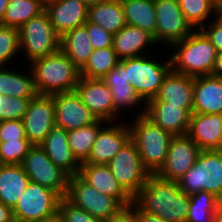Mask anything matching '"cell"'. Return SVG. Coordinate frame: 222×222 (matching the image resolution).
<instances>
[{
    "label": "cell",
    "mask_w": 222,
    "mask_h": 222,
    "mask_svg": "<svg viewBox=\"0 0 222 222\" xmlns=\"http://www.w3.org/2000/svg\"><path fill=\"white\" fill-rule=\"evenodd\" d=\"M142 210L160 216L168 222H186L190 197L179 187L177 181L166 180L150 174L144 186L133 197Z\"/></svg>",
    "instance_id": "cell-1"
},
{
    "label": "cell",
    "mask_w": 222,
    "mask_h": 222,
    "mask_svg": "<svg viewBox=\"0 0 222 222\" xmlns=\"http://www.w3.org/2000/svg\"><path fill=\"white\" fill-rule=\"evenodd\" d=\"M168 51L175 72L193 78L213 74L217 50L200 29L173 44Z\"/></svg>",
    "instance_id": "cell-2"
},
{
    "label": "cell",
    "mask_w": 222,
    "mask_h": 222,
    "mask_svg": "<svg viewBox=\"0 0 222 222\" xmlns=\"http://www.w3.org/2000/svg\"><path fill=\"white\" fill-rule=\"evenodd\" d=\"M38 95L75 91L80 69L61 51L28 64Z\"/></svg>",
    "instance_id": "cell-3"
},
{
    "label": "cell",
    "mask_w": 222,
    "mask_h": 222,
    "mask_svg": "<svg viewBox=\"0 0 222 222\" xmlns=\"http://www.w3.org/2000/svg\"><path fill=\"white\" fill-rule=\"evenodd\" d=\"M128 117L131 140L138 148L142 163L150 174H156L165 163L174 136L155 125L144 114Z\"/></svg>",
    "instance_id": "cell-4"
},
{
    "label": "cell",
    "mask_w": 222,
    "mask_h": 222,
    "mask_svg": "<svg viewBox=\"0 0 222 222\" xmlns=\"http://www.w3.org/2000/svg\"><path fill=\"white\" fill-rule=\"evenodd\" d=\"M166 55L157 57L150 54L120 60L125 65L129 84L145 103L155 98L164 78L172 69L170 56Z\"/></svg>",
    "instance_id": "cell-5"
},
{
    "label": "cell",
    "mask_w": 222,
    "mask_h": 222,
    "mask_svg": "<svg viewBox=\"0 0 222 222\" xmlns=\"http://www.w3.org/2000/svg\"><path fill=\"white\" fill-rule=\"evenodd\" d=\"M18 30L20 58L23 64L28 65L60 50L61 37L54 30L45 11L31 18Z\"/></svg>",
    "instance_id": "cell-6"
},
{
    "label": "cell",
    "mask_w": 222,
    "mask_h": 222,
    "mask_svg": "<svg viewBox=\"0 0 222 222\" xmlns=\"http://www.w3.org/2000/svg\"><path fill=\"white\" fill-rule=\"evenodd\" d=\"M187 195L206 191L222 200V153L201 150L194 165L177 181Z\"/></svg>",
    "instance_id": "cell-7"
},
{
    "label": "cell",
    "mask_w": 222,
    "mask_h": 222,
    "mask_svg": "<svg viewBox=\"0 0 222 222\" xmlns=\"http://www.w3.org/2000/svg\"><path fill=\"white\" fill-rule=\"evenodd\" d=\"M65 197L91 216L103 221L110 219L124 207L116 198L96 190L79 174L69 177Z\"/></svg>",
    "instance_id": "cell-8"
},
{
    "label": "cell",
    "mask_w": 222,
    "mask_h": 222,
    "mask_svg": "<svg viewBox=\"0 0 222 222\" xmlns=\"http://www.w3.org/2000/svg\"><path fill=\"white\" fill-rule=\"evenodd\" d=\"M156 10V43L169 49L191 35L196 28L183 15L178 0H154Z\"/></svg>",
    "instance_id": "cell-9"
},
{
    "label": "cell",
    "mask_w": 222,
    "mask_h": 222,
    "mask_svg": "<svg viewBox=\"0 0 222 222\" xmlns=\"http://www.w3.org/2000/svg\"><path fill=\"white\" fill-rule=\"evenodd\" d=\"M31 182L55 191L61 198L68 191L69 175L56 166L40 145H33L22 164Z\"/></svg>",
    "instance_id": "cell-10"
},
{
    "label": "cell",
    "mask_w": 222,
    "mask_h": 222,
    "mask_svg": "<svg viewBox=\"0 0 222 222\" xmlns=\"http://www.w3.org/2000/svg\"><path fill=\"white\" fill-rule=\"evenodd\" d=\"M60 199L55 191L30 181L12 208L15 221L34 222L50 217L58 212Z\"/></svg>",
    "instance_id": "cell-11"
},
{
    "label": "cell",
    "mask_w": 222,
    "mask_h": 222,
    "mask_svg": "<svg viewBox=\"0 0 222 222\" xmlns=\"http://www.w3.org/2000/svg\"><path fill=\"white\" fill-rule=\"evenodd\" d=\"M122 187L134 197L150 176L136 144L130 139L107 164Z\"/></svg>",
    "instance_id": "cell-12"
},
{
    "label": "cell",
    "mask_w": 222,
    "mask_h": 222,
    "mask_svg": "<svg viewBox=\"0 0 222 222\" xmlns=\"http://www.w3.org/2000/svg\"><path fill=\"white\" fill-rule=\"evenodd\" d=\"M82 102L98 120L115 122L124 117L115 110L110 88L102 79L80 77L75 88Z\"/></svg>",
    "instance_id": "cell-13"
},
{
    "label": "cell",
    "mask_w": 222,
    "mask_h": 222,
    "mask_svg": "<svg viewBox=\"0 0 222 222\" xmlns=\"http://www.w3.org/2000/svg\"><path fill=\"white\" fill-rule=\"evenodd\" d=\"M130 139L131 132L126 120L106 122L99 129L88 159L84 163L107 165Z\"/></svg>",
    "instance_id": "cell-14"
},
{
    "label": "cell",
    "mask_w": 222,
    "mask_h": 222,
    "mask_svg": "<svg viewBox=\"0 0 222 222\" xmlns=\"http://www.w3.org/2000/svg\"><path fill=\"white\" fill-rule=\"evenodd\" d=\"M22 121L26 137L31 144L41 145L55 126L52 95H37L32 98Z\"/></svg>",
    "instance_id": "cell-15"
},
{
    "label": "cell",
    "mask_w": 222,
    "mask_h": 222,
    "mask_svg": "<svg viewBox=\"0 0 222 222\" xmlns=\"http://www.w3.org/2000/svg\"><path fill=\"white\" fill-rule=\"evenodd\" d=\"M55 126L66 131L79 129L98 121L94 114L82 102L76 91L52 95Z\"/></svg>",
    "instance_id": "cell-16"
},
{
    "label": "cell",
    "mask_w": 222,
    "mask_h": 222,
    "mask_svg": "<svg viewBox=\"0 0 222 222\" xmlns=\"http://www.w3.org/2000/svg\"><path fill=\"white\" fill-rule=\"evenodd\" d=\"M200 151L188 135L174 136L165 163L156 174L166 180L178 181L194 165Z\"/></svg>",
    "instance_id": "cell-17"
},
{
    "label": "cell",
    "mask_w": 222,
    "mask_h": 222,
    "mask_svg": "<svg viewBox=\"0 0 222 222\" xmlns=\"http://www.w3.org/2000/svg\"><path fill=\"white\" fill-rule=\"evenodd\" d=\"M112 47L120 60L150 55L154 52L158 53V55L160 52L161 54H167L168 52V50L165 51L166 49L164 48L163 50L159 49L155 38L151 34L139 27L128 24H126L118 33L113 35ZM154 49H157V52Z\"/></svg>",
    "instance_id": "cell-18"
},
{
    "label": "cell",
    "mask_w": 222,
    "mask_h": 222,
    "mask_svg": "<svg viewBox=\"0 0 222 222\" xmlns=\"http://www.w3.org/2000/svg\"><path fill=\"white\" fill-rule=\"evenodd\" d=\"M193 108H180L164 102H147L144 115L173 136L187 135Z\"/></svg>",
    "instance_id": "cell-19"
},
{
    "label": "cell",
    "mask_w": 222,
    "mask_h": 222,
    "mask_svg": "<svg viewBox=\"0 0 222 222\" xmlns=\"http://www.w3.org/2000/svg\"><path fill=\"white\" fill-rule=\"evenodd\" d=\"M45 12L60 37L88 20V6L80 0H53L45 4Z\"/></svg>",
    "instance_id": "cell-20"
},
{
    "label": "cell",
    "mask_w": 222,
    "mask_h": 222,
    "mask_svg": "<svg viewBox=\"0 0 222 222\" xmlns=\"http://www.w3.org/2000/svg\"><path fill=\"white\" fill-rule=\"evenodd\" d=\"M79 175L99 192L116 198L124 207L133 197L122 187L108 165L82 163Z\"/></svg>",
    "instance_id": "cell-21"
},
{
    "label": "cell",
    "mask_w": 222,
    "mask_h": 222,
    "mask_svg": "<svg viewBox=\"0 0 222 222\" xmlns=\"http://www.w3.org/2000/svg\"><path fill=\"white\" fill-rule=\"evenodd\" d=\"M187 135L201 150H220L222 114L192 113Z\"/></svg>",
    "instance_id": "cell-22"
},
{
    "label": "cell",
    "mask_w": 222,
    "mask_h": 222,
    "mask_svg": "<svg viewBox=\"0 0 222 222\" xmlns=\"http://www.w3.org/2000/svg\"><path fill=\"white\" fill-rule=\"evenodd\" d=\"M194 78L170 70L155 98L148 102H164L180 108H193Z\"/></svg>",
    "instance_id": "cell-23"
},
{
    "label": "cell",
    "mask_w": 222,
    "mask_h": 222,
    "mask_svg": "<svg viewBox=\"0 0 222 222\" xmlns=\"http://www.w3.org/2000/svg\"><path fill=\"white\" fill-rule=\"evenodd\" d=\"M193 113L222 114V78L215 75L194 78Z\"/></svg>",
    "instance_id": "cell-24"
},
{
    "label": "cell",
    "mask_w": 222,
    "mask_h": 222,
    "mask_svg": "<svg viewBox=\"0 0 222 222\" xmlns=\"http://www.w3.org/2000/svg\"><path fill=\"white\" fill-rule=\"evenodd\" d=\"M40 146L49 159L69 176L79 174L81 164L74 157L68 144L66 130L54 126Z\"/></svg>",
    "instance_id": "cell-25"
},
{
    "label": "cell",
    "mask_w": 222,
    "mask_h": 222,
    "mask_svg": "<svg viewBox=\"0 0 222 222\" xmlns=\"http://www.w3.org/2000/svg\"><path fill=\"white\" fill-rule=\"evenodd\" d=\"M19 65L0 67V94L19 98H34L38 93L33 74L28 65H25L26 69L24 64L19 63Z\"/></svg>",
    "instance_id": "cell-26"
},
{
    "label": "cell",
    "mask_w": 222,
    "mask_h": 222,
    "mask_svg": "<svg viewBox=\"0 0 222 222\" xmlns=\"http://www.w3.org/2000/svg\"><path fill=\"white\" fill-rule=\"evenodd\" d=\"M29 182L22 165L0 164V201L13 208Z\"/></svg>",
    "instance_id": "cell-27"
},
{
    "label": "cell",
    "mask_w": 222,
    "mask_h": 222,
    "mask_svg": "<svg viewBox=\"0 0 222 222\" xmlns=\"http://www.w3.org/2000/svg\"><path fill=\"white\" fill-rule=\"evenodd\" d=\"M88 21L113 35L118 33L126 25L121 0H102L88 6Z\"/></svg>",
    "instance_id": "cell-28"
},
{
    "label": "cell",
    "mask_w": 222,
    "mask_h": 222,
    "mask_svg": "<svg viewBox=\"0 0 222 222\" xmlns=\"http://www.w3.org/2000/svg\"><path fill=\"white\" fill-rule=\"evenodd\" d=\"M125 22L151 34L156 41V10L154 0H121Z\"/></svg>",
    "instance_id": "cell-29"
},
{
    "label": "cell",
    "mask_w": 222,
    "mask_h": 222,
    "mask_svg": "<svg viewBox=\"0 0 222 222\" xmlns=\"http://www.w3.org/2000/svg\"><path fill=\"white\" fill-rule=\"evenodd\" d=\"M60 39V50L81 69L94 50L86 27L84 25L76 27L66 32Z\"/></svg>",
    "instance_id": "cell-30"
},
{
    "label": "cell",
    "mask_w": 222,
    "mask_h": 222,
    "mask_svg": "<svg viewBox=\"0 0 222 222\" xmlns=\"http://www.w3.org/2000/svg\"><path fill=\"white\" fill-rule=\"evenodd\" d=\"M190 204L186 222H216L221 200L213 193L200 191L189 195Z\"/></svg>",
    "instance_id": "cell-31"
},
{
    "label": "cell",
    "mask_w": 222,
    "mask_h": 222,
    "mask_svg": "<svg viewBox=\"0 0 222 222\" xmlns=\"http://www.w3.org/2000/svg\"><path fill=\"white\" fill-rule=\"evenodd\" d=\"M105 123L106 122L103 120H98L93 124L79 129L67 131L68 144L74 157L80 164L84 163L88 159L99 129Z\"/></svg>",
    "instance_id": "cell-32"
},
{
    "label": "cell",
    "mask_w": 222,
    "mask_h": 222,
    "mask_svg": "<svg viewBox=\"0 0 222 222\" xmlns=\"http://www.w3.org/2000/svg\"><path fill=\"white\" fill-rule=\"evenodd\" d=\"M45 11L40 0H9L2 19V25L20 28L31 18Z\"/></svg>",
    "instance_id": "cell-33"
},
{
    "label": "cell",
    "mask_w": 222,
    "mask_h": 222,
    "mask_svg": "<svg viewBox=\"0 0 222 222\" xmlns=\"http://www.w3.org/2000/svg\"><path fill=\"white\" fill-rule=\"evenodd\" d=\"M120 62L113 47L94 49L87 63L80 69V76L103 79Z\"/></svg>",
    "instance_id": "cell-34"
},
{
    "label": "cell",
    "mask_w": 222,
    "mask_h": 222,
    "mask_svg": "<svg viewBox=\"0 0 222 222\" xmlns=\"http://www.w3.org/2000/svg\"><path fill=\"white\" fill-rule=\"evenodd\" d=\"M220 0H178L179 7L185 18L192 23L196 29H200L211 18L217 15Z\"/></svg>",
    "instance_id": "cell-35"
},
{
    "label": "cell",
    "mask_w": 222,
    "mask_h": 222,
    "mask_svg": "<svg viewBox=\"0 0 222 222\" xmlns=\"http://www.w3.org/2000/svg\"><path fill=\"white\" fill-rule=\"evenodd\" d=\"M109 88L113 96L114 108L122 117L123 115L125 116V120L128 119L127 116L128 114L130 115V112L131 118L133 115L136 117L144 114L146 103L138 96L131 85H121Z\"/></svg>",
    "instance_id": "cell-36"
},
{
    "label": "cell",
    "mask_w": 222,
    "mask_h": 222,
    "mask_svg": "<svg viewBox=\"0 0 222 222\" xmlns=\"http://www.w3.org/2000/svg\"><path fill=\"white\" fill-rule=\"evenodd\" d=\"M19 56L20 44L18 28L0 25V67L18 64V60L21 63Z\"/></svg>",
    "instance_id": "cell-37"
},
{
    "label": "cell",
    "mask_w": 222,
    "mask_h": 222,
    "mask_svg": "<svg viewBox=\"0 0 222 222\" xmlns=\"http://www.w3.org/2000/svg\"><path fill=\"white\" fill-rule=\"evenodd\" d=\"M32 146L29 140L0 142V164L21 165Z\"/></svg>",
    "instance_id": "cell-38"
},
{
    "label": "cell",
    "mask_w": 222,
    "mask_h": 222,
    "mask_svg": "<svg viewBox=\"0 0 222 222\" xmlns=\"http://www.w3.org/2000/svg\"><path fill=\"white\" fill-rule=\"evenodd\" d=\"M32 98L0 96V121L22 120Z\"/></svg>",
    "instance_id": "cell-39"
},
{
    "label": "cell",
    "mask_w": 222,
    "mask_h": 222,
    "mask_svg": "<svg viewBox=\"0 0 222 222\" xmlns=\"http://www.w3.org/2000/svg\"><path fill=\"white\" fill-rule=\"evenodd\" d=\"M58 213L61 215L63 222H104L74 205L66 197L60 199Z\"/></svg>",
    "instance_id": "cell-40"
},
{
    "label": "cell",
    "mask_w": 222,
    "mask_h": 222,
    "mask_svg": "<svg viewBox=\"0 0 222 222\" xmlns=\"http://www.w3.org/2000/svg\"><path fill=\"white\" fill-rule=\"evenodd\" d=\"M84 26L87 29L89 41L93 49L112 47L113 34L106 31L101 26L89 22L88 20Z\"/></svg>",
    "instance_id": "cell-41"
},
{
    "label": "cell",
    "mask_w": 222,
    "mask_h": 222,
    "mask_svg": "<svg viewBox=\"0 0 222 222\" xmlns=\"http://www.w3.org/2000/svg\"><path fill=\"white\" fill-rule=\"evenodd\" d=\"M28 140L22 120L0 121V142Z\"/></svg>",
    "instance_id": "cell-42"
},
{
    "label": "cell",
    "mask_w": 222,
    "mask_h": 222,
    "mask_svg": "<svg viewBox=\"0 0 222 222\" xmlns=\"http://www.w3.org/2000/svg\"><path fill=\"white\" fill-rule=\"evenodd\" d=\"M200 30L208 37L217 52L222 51V21L220 19L213 18Z\"/></svg>",
    "instance_id": "cell-43"
},
{
    "label": "cell",
    "mask_w": 222,
    "mask_h": 222,
    "mask_svg": "<svg viewBox=\"0 0 222 222\" xmlns=\"http://www.w3.org/2000/svg\"><path fill=\"white\" fill-rule=\"evenodd\" d=\"M108 87L130 85L126 77L125 65L120 61L114 69L107 73L102 79Z\"/></svg>",
    "instance_id": "cell-44"
},
{
    "label": "cell",
    "mask_w": 222,
    "mask_h": 222,
    "mask_svg": "<svg viewBox=\"0 0 222 222\" xmlns=\"http://www.w3.org/2000/svg\"><path fill=\"white\" fill-rule=\"evenodd\" d=\"M104 222H137L135 217V203L123 207L117 214Z\"/></svg>",
    "instance_id": "cell-45"
},
{
    "label": "cell",
    "mask_w": 222,
    "mask_h": 222,
    "mask_svg": "<svg viewBox=\"0 0 222 222\" xmlns=\"http://www.w3.org/2000/svg\"><path fill=\"white\" fill-rule=\"evenodd\" d=\"M135 217L137 222H168L163 220L160 216H157L156 214L146 212L140 209L136 204H135Z\"/></svg>",
    "instance_id": "cell-46"
},
{
    "label": "cell",
    "mask_w": 222,
    "mask_h": 222,
    "mask_svg": "<svg viewBox=\"0 0 222 222\" xmlns=\"http://www.w3.org/2000/svg\"><path fill=\"white\" fill-rule=\"evenodd\" d=\"M0 222H16L11 207L0 201Z\"/></svg>",
    "instance_id": "cell-47"
},
{
    "label": "cell",
    "mask_w": 222,
    "mask_h": 222,
    "mask_svg": "<svg viewBox=\"0 0 222 222\" xmlns=\"http://www.w3.org/2000/svg\"><path fill=\"white\" fill-rule=\"evenodd\" d=\"M213 75L222 78V51L217 52V58L213 70Z\"/></svg>",
    "instance_id": "cell-48"
},
{
    "label": "cell",
    "mask_w": 222,
    "mask_h": 222,
    "mask_svg": "<svg viewBox=\"0 0 222 222\" xmlns=\"http://www.w3.org/2000/svg\"><path fill=\"white\" fill-rule=\"evenodd\" d=\"M34 222H63L61 215L57 212L56 214L44 218L43 220H38Z\"/></svg>",
    "instance_id": "cell-49"
},
{
    "label": "cell",
    "mask_w": 222,
    "mask_h": 222,
    "mask_svg": "<svg viewBox=\"0 0 222 222\" xmlns=\"http://www.w3.org/2000/svg\"><path fill=\"white\" fill-rule=\"evenodd\" d=\"M9 0H0V25H2V19L5 14L6 7Z\"/></svg>",
    "instance_id": "cell-50"
},
{
    "label": "cell",
    "mask_w": 222,
    "mask_h": 222,
    "mask_svg": "<svg viewBox=\"0 0 222 222\" xmlns=\"http://www.w3.org/2000/svg\"><path fill=\"white\" fill-rule=\"evenodd\" d=\"M216 17L222 21V0H220L219 3H218Z\"/></svg>",
    "instance_id": "cell-51"
},
{
    "label": "cell",
    "mask_w": 222,
    "mask_h": 222,
    "mask_svg": "<svg viewBox=\"0 0 222 222\" xmlns=\"http://www.w3.org/2000/svg\"><path fill=\"white\" fill-rule=\"evenodd\" d=\"M216 222H222V205H220L217 211Z\"/></svg>",
    "instance_id": "cell-52"
},
{
    "label": "cell",
    "mask_w": 222,
    "mask_h": 222,
    "mask_svg": "<svg viewBox=\"0 0 222 222\" xmlns=\"http://www.w3.org/2000/svg\"><path fill=\"white\" fill-rule=\"evenodd\" d=\"M80 1H82L87 6H91V5H94L102 0H80Z\"/></svg>",
    "instance_id": "cell-53"
},
{
    "label": "cell",
    "mask_w": 222,
    "mask_h": 222,
    "mask_svg": "<svg viewBox=\"0 0 222 222\" xmlns=\"http://www.w3.org/2000/svg\"><path fill=\"white\" fill-rule=\"evenodd\" d=\"M44 5L52 2L53 0H40Z\"/></svg>",
    "instance_id": "cell-54"
}]
</instances>
